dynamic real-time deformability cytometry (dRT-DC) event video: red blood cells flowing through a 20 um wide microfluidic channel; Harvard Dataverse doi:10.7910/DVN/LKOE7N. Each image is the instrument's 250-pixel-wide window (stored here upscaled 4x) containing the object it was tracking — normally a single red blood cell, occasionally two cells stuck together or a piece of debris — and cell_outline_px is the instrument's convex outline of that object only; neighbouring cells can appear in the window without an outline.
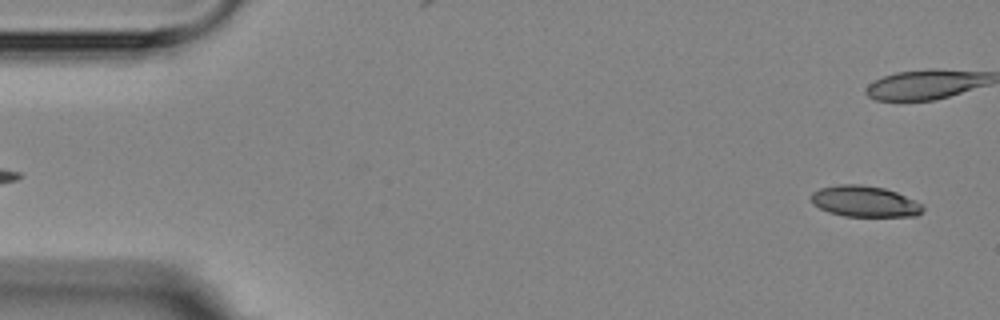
{"species": "Egyptian fruit bat (a non-hibernating species)", "species_latin": "Rousettus aegyptiacus", "temperature_condition": "room temperature", "stored_images_in_passage": 5, "segment_of_instrument_passage": [2, 2], "camera_frame_rate_fps": 3000, "um_per_image_px": 0.085, "animal": {"sex": "female"}, "frame": {"image": 1, "passage_image": 5, "time_ms": 5.667, "image_size_px": [1000, 320], "cell_outline_px": [[924, 208], [916, 216], [844, 216], [828, 212], [812, 204], [812, 192], [820, 188], [840, 184], [860, 184], [884, 188], [896, 192], [920, 204]], "centroid_in_image_um": [73.44, 17.12], "position_along_channel_um": 11.6, "area_um2": 19.94}}